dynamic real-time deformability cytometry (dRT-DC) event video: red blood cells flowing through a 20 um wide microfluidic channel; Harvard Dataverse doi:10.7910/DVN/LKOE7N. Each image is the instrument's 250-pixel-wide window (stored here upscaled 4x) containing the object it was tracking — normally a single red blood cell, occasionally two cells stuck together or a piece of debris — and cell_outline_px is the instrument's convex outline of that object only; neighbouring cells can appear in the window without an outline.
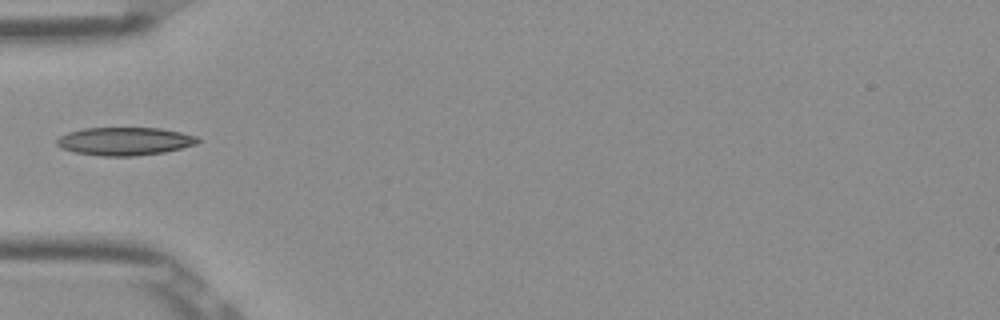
{"species": "Egyptian fruit bat (a non-hibernating species)", "species_latin": "Rousettus aegyptiacus", "temperature_condition": "room temperature", "stored_images_in_passage": 26, "camera_frame_rate_fps": 3000, "um_per_image_px": 0.085, "frame": {"image": 1, "passage_image": 1, "time_ms": 0.0, "image_size_px": [1000, 320], "cell_outline_px": [[200, 140], [196, 144], [164, 152], [132, 156], [100, 156], [72, 152], [60, 148], [56, 144], [56, 140], [60, 136], [68, 132], [80, 128], [160, 128], [180, 132], [196, 136]], "centroid_in_image_um": [10.54, 12.01], "position_along_channel_um": 74.5, "area_um2": 23.12}}
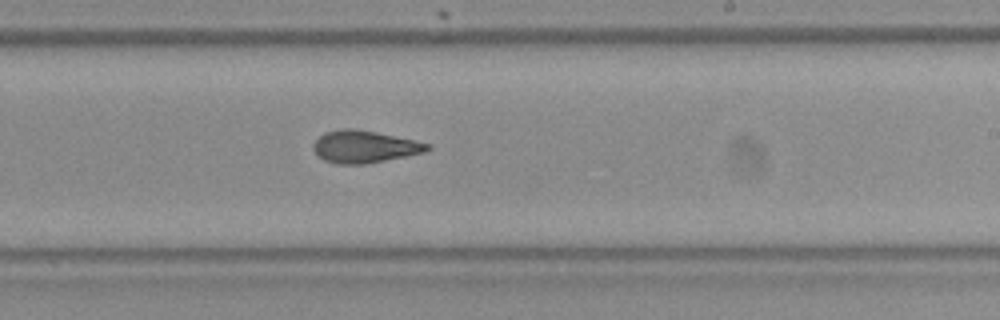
{"frame": {"image": 2, "passage_image": 15, "time_ms": 4.667, "image_size_px": [1000, 320], "cell_outline_px": [[432, 148], [424, 152], [364, 164], [336, 164], [324, 160], [312, 148], [312, 144], [324, 132], [344, 128], [352, 128], [376, 132], [432, 144]], "centroid_in_image_um": [30.96, 12.46], "position_along_channel_um": 258.0, "area_um2": 21.21}}
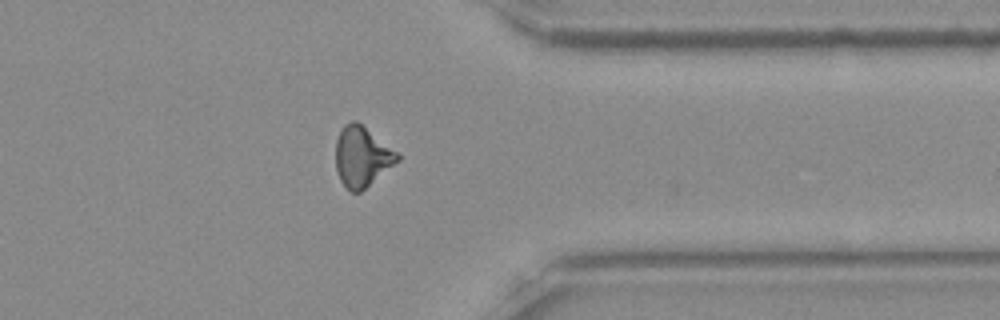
{"frame": {"image": 3, "passage_image": 25, "time_ms": 8.0, "image_size_px": [1000, 320], "cell_outline_px": [[400, 160], [360, 192], [352, 192], [340, 180], [336, 168], [336, 140], [344, 124], [352, 120], [356, 120], [396, 152], [400, 156]], "centroid_in_image_um": [30.75, 13.31], "position_along_channel_um": 380.7, "area_um2": 21.21}}